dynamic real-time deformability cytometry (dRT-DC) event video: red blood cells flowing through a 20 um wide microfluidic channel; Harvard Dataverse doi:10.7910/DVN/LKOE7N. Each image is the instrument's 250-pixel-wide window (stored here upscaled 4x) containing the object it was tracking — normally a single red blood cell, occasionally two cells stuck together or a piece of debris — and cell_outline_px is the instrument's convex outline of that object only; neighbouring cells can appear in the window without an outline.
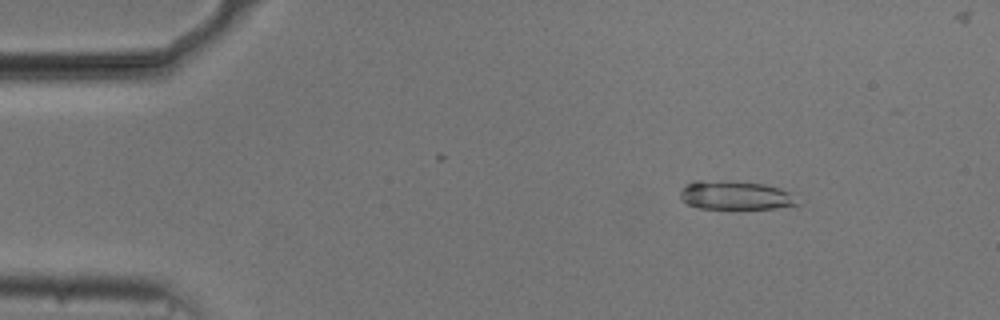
{"species": "common noctule bat (a hibernating species)", "species_latin": "Nyctalus noctula", "temperature_condition": "cold", "stored_images_in_passage": 4, "camera_frame_rate_fps": 3000, "um_per_image_px": 0.085, "animal": {"sex": "male", "body_mass_g": 20.5, "forearm_length_mm": 52.5}, "frame": {"image": 1, "passage_image": 2, "time_ms": 0.333, "image_size_px": [1000, 320], "cell_outline_px": [[800, 204], [776, 208], [700, 208], [688, 204], [680, 200], [680, 192], [688, 184], [696, 180], [700, 180], [764, 184], [780, 188], [788, 192]], "centroid_in_image_um": [62.48, 16.61], "position_along_channel_um": 22.5, "area_um2": 19.07}}